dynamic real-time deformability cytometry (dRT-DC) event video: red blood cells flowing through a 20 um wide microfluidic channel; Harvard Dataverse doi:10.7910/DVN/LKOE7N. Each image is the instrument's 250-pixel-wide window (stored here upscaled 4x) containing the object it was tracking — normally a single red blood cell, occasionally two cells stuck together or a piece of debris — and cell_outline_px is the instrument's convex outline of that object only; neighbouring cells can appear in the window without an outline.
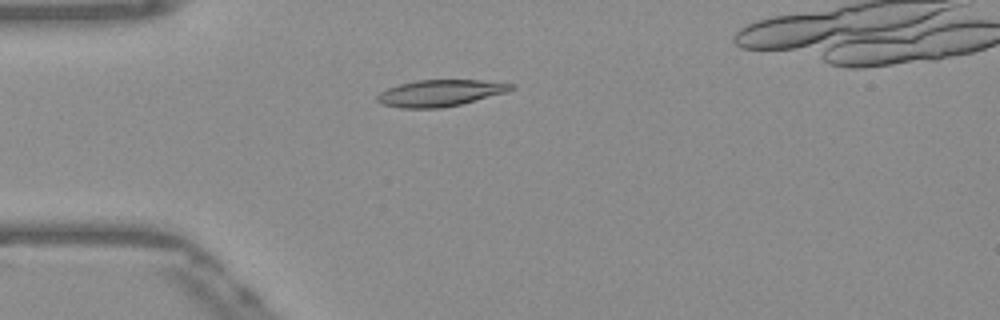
{"species": "Egyptian fruit bat (a non-hibernating species)", "species_latin": "Rousettus aegyptiacus", "temperature_condition": "warm", "stored_images_in_passage": 37, "camera_frame_rate_fps": 3000, "um_per_image_px": 0.085, "frame": {"image": 1, "passage_image": 2, "time_ms": 0.333, "image_size_px": [1000, 320], "cell_outline_px": [[516, 88], [504, 92], [460, 104], [440, 108], [400, 108], [380, 104], [376, 100], [376, 96], [380, 92], [388, 88], [400, 84], [416, 80], [480, 80], [516, 84]], "centroid_in_image_um": [37.37, 7.91], "position_along_channel_um": 47.6, "area_um2": 20.58}}
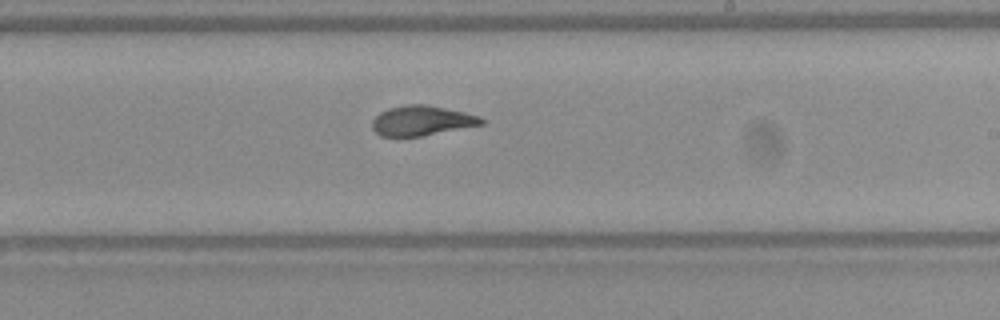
{"frame": {"image": 2, "passage_image": 19, "time_ms": 6.0, "image_size_px": [1000, 320], "cell_outline_px": [[484, 124], [420, 136], [380, 136], [372, 128], [372, 120], [380, 112], [388, 108], [408, 104], [424, 104], [464, 112], [480, 116], [484, 120]], "centroid_in_image_um": [35.83, 10.25], "position_along_channel_um": 253.2, "area_um2": 18.84}}
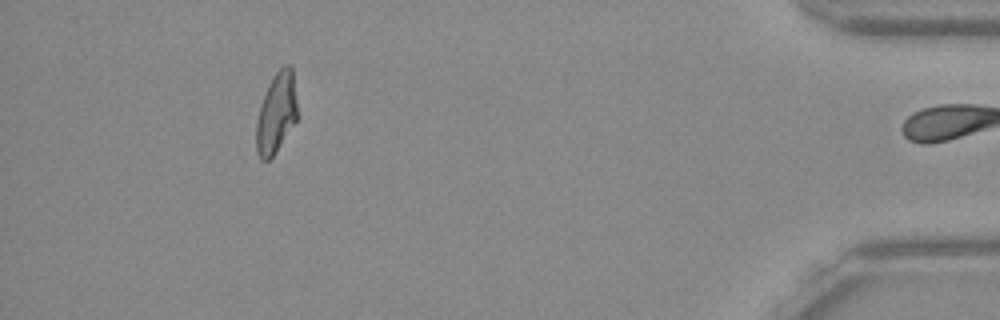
{"frame": {"image": 3, "passage_image": 36, "time_ms": 11.667, "image_size_px": [1000, 320], "cell_outline_px": [[296, 120], [276, 152], [268, 160], [260, 160], [256, 152], [256, 120], [260, 104], [268, 84], [272, 76], [284, 64], [288, 64], [292, 68], [296, 100]], "centroid_in_image_um": [23.45, 9.61], "position_along_channel_um": 411.7, "area_um2": 19.19}, "authors_computed_cell_mechanics": {"area_um2": 19.652, "velocity_mm_per_s": 3.8761, "shape_relaxation_time_tau1_ms": null, "shape_relaxation_time_tau2_ms": 1.181, "deformation_change_tau1": null, "deformation_change_tau2": 0.0617}}